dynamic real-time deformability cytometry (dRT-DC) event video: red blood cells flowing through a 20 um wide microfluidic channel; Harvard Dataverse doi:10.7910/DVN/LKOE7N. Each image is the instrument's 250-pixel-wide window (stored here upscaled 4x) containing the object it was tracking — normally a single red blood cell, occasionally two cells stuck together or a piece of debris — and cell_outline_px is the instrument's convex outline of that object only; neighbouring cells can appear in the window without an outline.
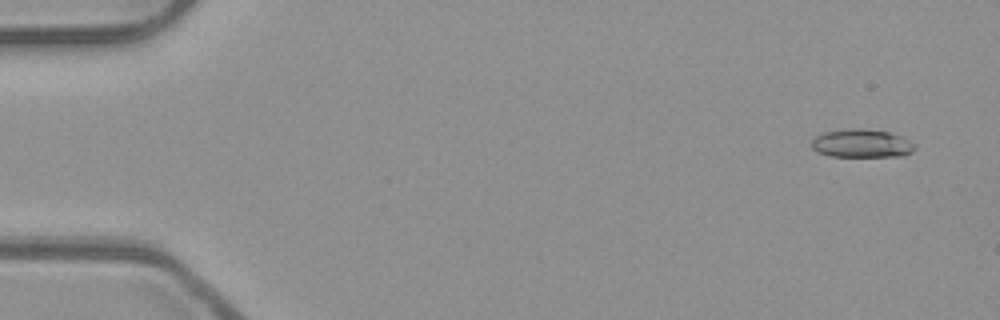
{"species": "common noctule bat (a hibernating species)", "species_latin": "Nyctalus noctula", "temperature_condition": "room temperature", "stored_images_in_passage": 53, "camera_frame_rate_fps": 3000, "um_per_image_px": 0.085, "animal": {"sex": "male", "body_mass_g": 23.1, "forearm_length_mm": 52.7}, "frame": {"image": 1, "passage_image": 3, "time_ms": 0.667, "image_size_px": [1000, 320], "cell_outline_px": [[916, 148], [912, 152], [904, 156], [832, 156], [816, 152], [812, 148], [812, 140], [816, 136], [824, 132], [852, 128], [860, 128], [888, 132], [900, 136], [908, 140]], "centroid_in_image_um": [73.22, 12.19], "position_along_channel_um": 11.8, "area_um2": 16.88}}
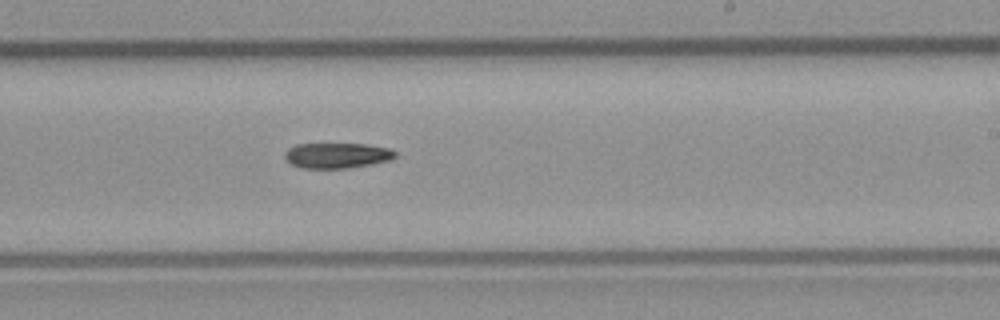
{"frame": {"image": 2, "passage_image": 32, "time_ms": 10.333, "image_size_px": [1000, 320], "cell_outline_px": [[396, 156], [392, 160], [372, 164], [348, 168], [304, 168], [292, 164], [284, 156], [288, 148], [296, 144], [364, 144], [388, 148], [396, 152]], "centroid_in_image_um": [28.67, 13.21], "position_along_channel_um": 260.3, "area_um2": 16.24}}
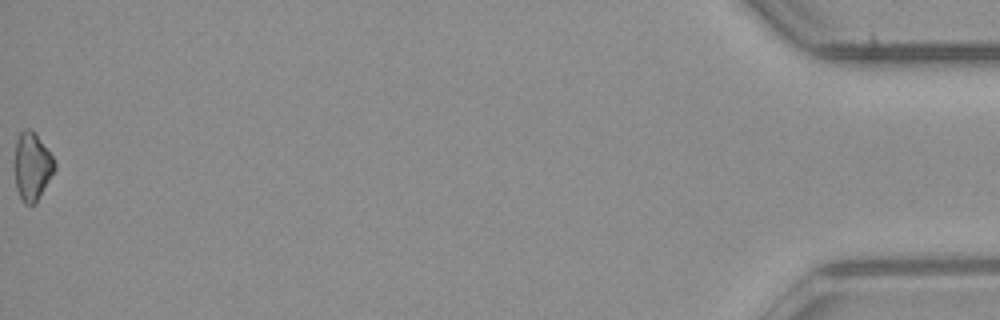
{"frame": {"image": 3, "passage_image": 53, "time_ms": 17.333, "image_size_px": [1000, 320], "cell_outline_px": [[56, 168], [36, 204], [24, 204], [16, 188], [12, 164], [12, 160], [16, 140], [20, 132], [24, 128], [32, 128], [56, 160]], "centroid_in_image_um": [2.7, 14.11], "position_along_channel_um": 432.5, "area_um2": 16.59}}